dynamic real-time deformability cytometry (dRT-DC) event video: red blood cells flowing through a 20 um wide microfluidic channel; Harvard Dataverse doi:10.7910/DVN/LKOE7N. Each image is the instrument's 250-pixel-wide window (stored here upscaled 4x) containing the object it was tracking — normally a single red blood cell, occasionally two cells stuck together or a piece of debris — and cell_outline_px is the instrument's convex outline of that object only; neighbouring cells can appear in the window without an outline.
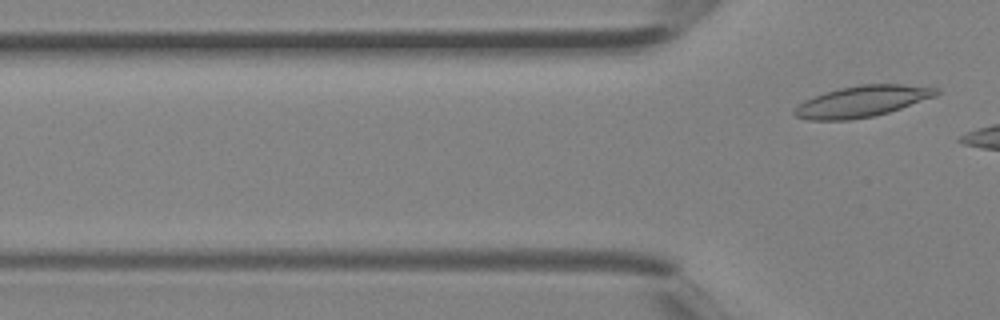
{"species": "Egyptian fruit bat (a non-hibernating species)", "species_latin": "Rousettus aegyptiacus", "temperature_condition": "room temperature", "stored_images_in_passage": 2, "camera_frame_rate_fps": 3000, "um_per_image_px": 0.085, "animal": {"sex": "female"}, "frame": {"image": 1, "passage_image": 2, "time_ms": 0.333, "image_size_px": [1000, 320], "cell_outline_px": [[940, 92], [936, 96], [888, 112], [872, 116], [848, 120], [808, 120], [796, 116], [792, 112], [804, 100], [824, 92], [840, 88], [860, 84], [900, 84], [940, 88]], "centroid_in_image_um": [73.28, 8.61], "position_along_channel_um": 52.5, "area_um2": 25.61}}